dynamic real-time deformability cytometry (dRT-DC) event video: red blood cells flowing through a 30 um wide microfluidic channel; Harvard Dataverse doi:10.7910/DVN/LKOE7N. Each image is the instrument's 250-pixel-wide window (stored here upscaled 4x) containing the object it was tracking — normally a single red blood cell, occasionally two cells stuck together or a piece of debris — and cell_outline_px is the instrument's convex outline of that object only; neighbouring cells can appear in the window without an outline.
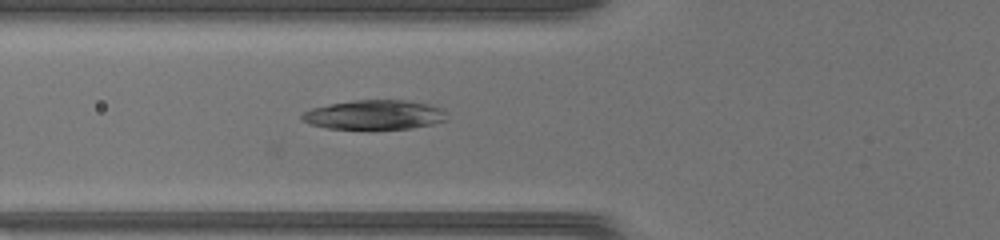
{"species": "common noctule bat (a hibernating species)", "species_latin": "Nyctalus noctula", "temperature_condition": "warm", "stored_images_in_passage": 30, "camera_frame_rate_fps": 3000, "um_per_image_px": 0.085, "animal": {"sex": "female", "body_mass_g": 17.0, "forearm_length_mm": 48.0}, "frame": {"image": 1, "passage_image": 3, "time_ms": 0.667, "image_size_px": [1000, 240], "cell_outline_px": [[448, 120], [432, 124], [412, 128], [328, 128], [308, 124], [300, 116], [304, 112], [312, 108], [332, 104], [356, 100], [404, 100], [432, 104], [440, 108], [444, 112]], "centroid_in_image_um": [31.86, 9.75], "position_along_channel_um": 93.9, "area_um2": 24.51}}
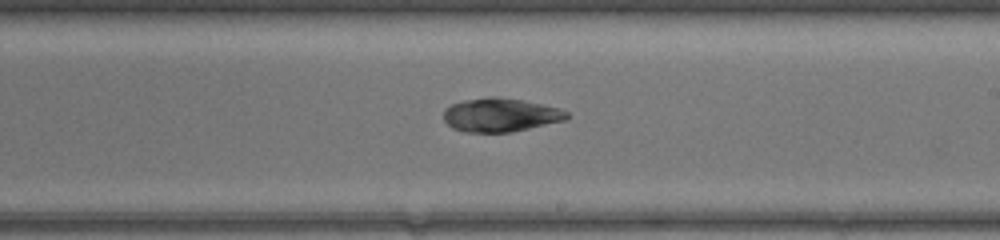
{"frame": {"image": 2, "passage_image": 14, "time_ms": 4.333, "image_size_px": [1000, 240], "cell_outline_px": [[568, 120], [512, 132], [464, 132], [452, 128], [444, 120], [444, 108], [452, 104], [464, 100], [492, 96], [496, 96], [520, 100], [560, 108], [568, 112]], "centroid_in_image_um": [42.54, 9.78], "position_along_channel_um": 246.5, "area_um2": 24.22}}
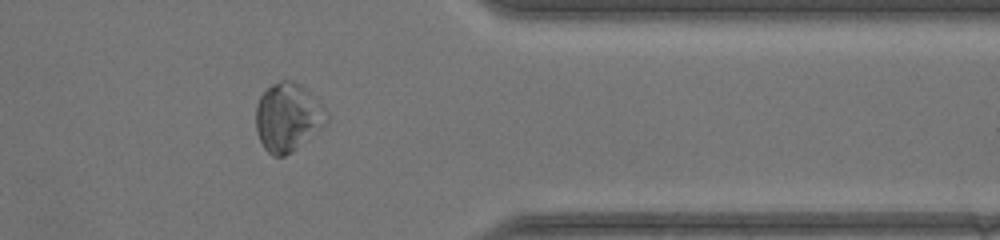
{"frame": {"image": 3, "passage_image": 25, "time_ms": 8.0, "image_size_px": [1000, 240], "cell_outline_px": [[328, 120], [324, 124], [292, 152], [284, 156], [272, 156], [264, 148], [256, 132], [256, 104], [260, 96], [272, 84], [280, 80], [292, 80], [304, 88], [328, 112]], "centroid_in_image_um": [24.42, 9.97], "position_along_channel_um": 387.0, "area_um2": 27.74}}